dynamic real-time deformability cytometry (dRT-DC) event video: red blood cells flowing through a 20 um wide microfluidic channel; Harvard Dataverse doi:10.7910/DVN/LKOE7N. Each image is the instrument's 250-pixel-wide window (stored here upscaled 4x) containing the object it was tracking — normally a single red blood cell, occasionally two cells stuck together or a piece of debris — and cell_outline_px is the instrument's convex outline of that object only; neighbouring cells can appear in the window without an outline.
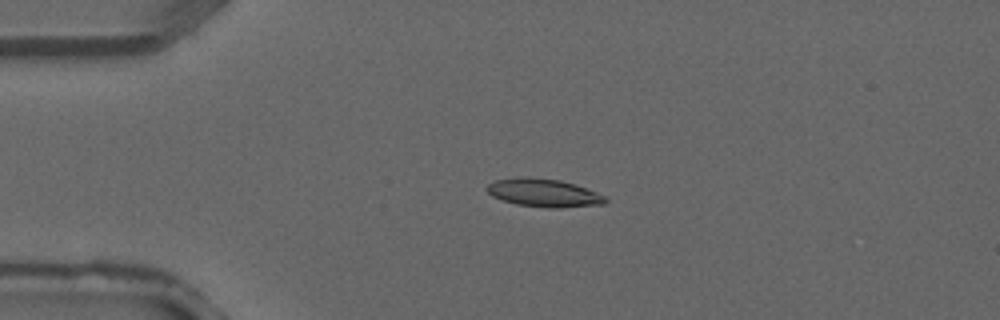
{"species": "common noctule bat (a hibernating species)", "species_latin": "Nyctalus noctula", "temperature_condition": "warm", "stored_images_in_passage": 4, "camera_frame_rate_fps": 3000, "um_per_image_px": 0.085, "animal": {"sex": "male", "forearm_length_mm": 52.5}, "frame": {"image": 1, "passage_image": 2, "time_ms": 0.333, "image_size_px": [1000, 320], "cell_outline_px": [[608, 200], [604, 204], [560, 208], [548, 208], [516, 204], [492, 196], [484, 188], [488, 184], [496, 180], [516, 176], [528, 176], [560, 180], [596, 192], [604, 196]], "centroid_in_image_um": [46.17, 16.38], "position_along_channel_um": 38.8, "area_um2": 19.42}}
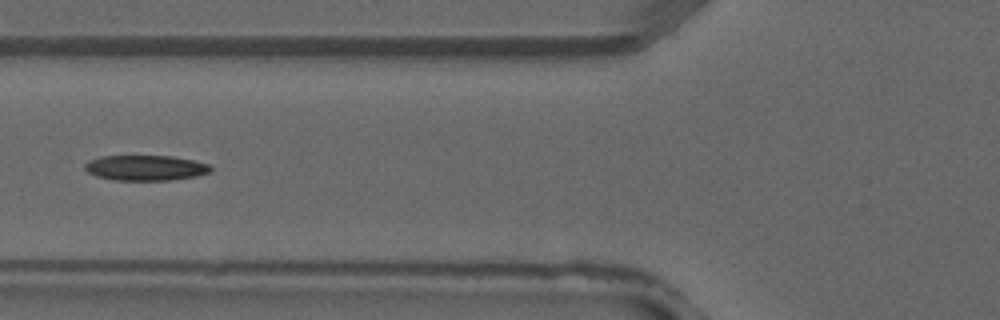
{"frame": {"image": 2, "passage_image": 4, "time_ms": 1.0, "image_size_px": [1000, 320], "cell_outline_px": [[212, 168], [208, 172], [196, 176], [168, 180], [112, 180], [96, 176], [88, 172], [84, 168], [84, 164], [88, 160], [100, 156], [172, 156], [212, 164]], "centroid_in_image_um": [12.34, 14.26], "position_along_channel_um": 113.5, "area_um2": 18.61}}